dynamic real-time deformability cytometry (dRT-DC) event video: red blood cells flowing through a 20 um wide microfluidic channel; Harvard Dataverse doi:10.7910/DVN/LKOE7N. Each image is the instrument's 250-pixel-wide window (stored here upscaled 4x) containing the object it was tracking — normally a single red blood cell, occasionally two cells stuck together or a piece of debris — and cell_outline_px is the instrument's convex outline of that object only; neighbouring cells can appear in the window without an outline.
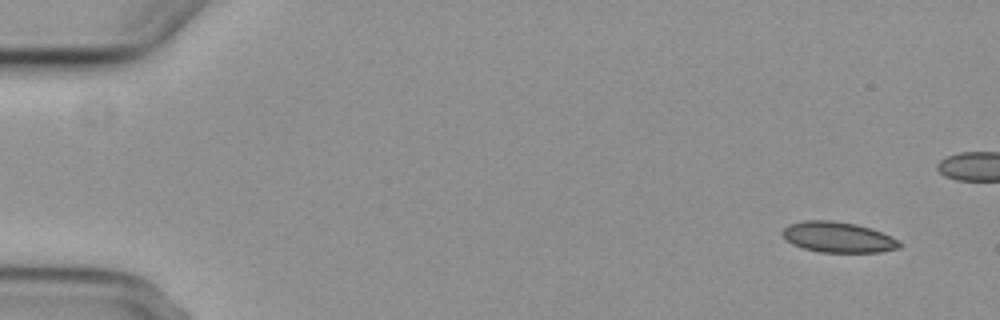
{"species": "common noctule bat (a hibernating species)", "species_latin": "Nyctalus noctula", "temperature_condition": "cold", "stored_images_in_passage": 5, "camera_frame_rate_fps": 3000, "um_per_image_px": 0.085, "animal": {"sex": "female", "body_mass_g": 29.2, "forearm_length_mm": 56.3}, "frame": {"image": 1, "passage_image": 1, "time_ms": 0.0, "image_size_px": [1000, 320], "cell_outline_px": [[904, 244], [900, 248], [880, 252], [820, 252], [804, 248], [792, 244], [780, 232], [788, 224], [804, 220], [832, 220], [856, 224], [880, 232]], "centroid_in_image_um": [71.21, 20.16], "position_along_channel_um": 13.8, "area_um2": 20.69}}